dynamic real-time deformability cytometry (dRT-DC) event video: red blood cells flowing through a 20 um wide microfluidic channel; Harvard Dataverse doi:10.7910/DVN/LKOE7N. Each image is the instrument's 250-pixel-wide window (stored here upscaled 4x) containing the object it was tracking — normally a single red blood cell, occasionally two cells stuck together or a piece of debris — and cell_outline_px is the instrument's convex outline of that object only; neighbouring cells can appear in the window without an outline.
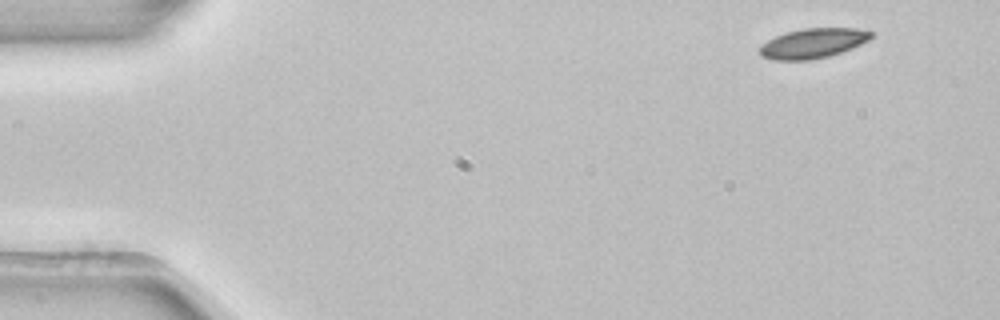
{"species": "common noctule bat (a hibernating species)", "species_latin": "Nyctalus noctula", "temperature_condition": "room temperature", "stored_images_in_passage": 4, "camera_frame_rate_fps": 3000, "um_per_image_px": 0.085, "animal": {"sex": "female", "body_mass_g": 22.7, "forearm_length_mm": 54.2}, "frame": {"image": 1, "passage_image": 1, "time_ms": 0.0, "image_size_px": [1000, 320], "cell_outline_px": [[876, 32], [868, 40], [852, 48], [828, 56], [808, 60], [772, 60], [760, 56], [760, 44], [776, 36], [788, 32], [804, 28], [856, 28]], "centroid_in_image_um": [69.1, 3.67], "position_along_channel_um": 15.9, "area_um2": 19.31}}
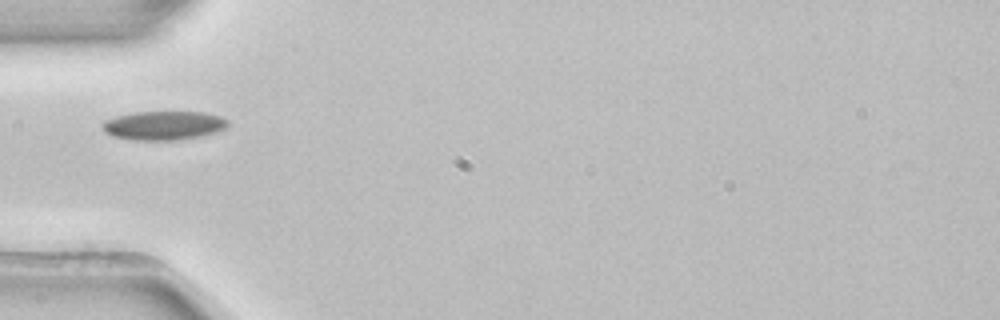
{"frame": {"image": 2, "passage_image": 4, "time_ms": 1.0, "image_size_px": [1000, 320], "cell_outline_px": [[228, 124], [224, 128], [216, 132], [200, 136], [172, 140], [132, 140], [112, 136], [104, 132], [100, 124], [104, 120], [116, 116], [132, 112], [204, 112], [220, 116], [228, 120]], "centroid_in_image_um": [13.85, 10.66], "position_along_channel_um": 71.1, "area_um2": 21.21}}